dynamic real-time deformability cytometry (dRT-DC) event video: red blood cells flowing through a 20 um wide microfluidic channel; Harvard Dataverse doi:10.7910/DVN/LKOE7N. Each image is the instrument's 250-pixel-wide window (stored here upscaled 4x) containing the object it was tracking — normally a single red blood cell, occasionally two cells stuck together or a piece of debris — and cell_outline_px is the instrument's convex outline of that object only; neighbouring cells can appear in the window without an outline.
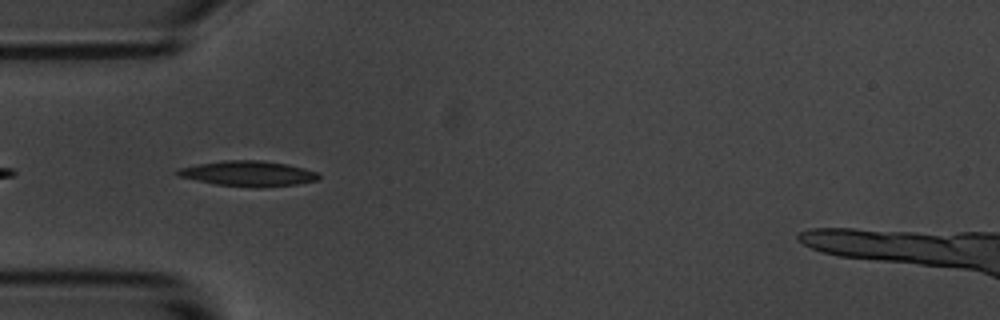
{"species": "common noctule bat (a hibernating species)", "species_latin": "Nyctalus noctula", "temperature_condition": "room temperature", "stored_images_in_passage": 4, "camera_frame_rate_fps": 3000, "um_per_image_px": 0.085, "animal": {"sex": "male", "body_mass_g": 20.1, "forearm_length_mm": 53.5}, "frame": {"image": 1, "passage_image": 3, "time_ms": 2.333, "image_size_px": [1000, 320], "cell_outline_px": [[320, 180], [296, 184], [260, 188], [216, 184], [180, 176], [176, 172], [180, 168], [196, 164], [224, 160], [260, 160], [288, 164], [304, 168], [316, 172], [320, 176]], "centroid_in_image_um": [21.15, 14.75], "position_along_channel_um": 63.8, "area_um2": 20.69}}